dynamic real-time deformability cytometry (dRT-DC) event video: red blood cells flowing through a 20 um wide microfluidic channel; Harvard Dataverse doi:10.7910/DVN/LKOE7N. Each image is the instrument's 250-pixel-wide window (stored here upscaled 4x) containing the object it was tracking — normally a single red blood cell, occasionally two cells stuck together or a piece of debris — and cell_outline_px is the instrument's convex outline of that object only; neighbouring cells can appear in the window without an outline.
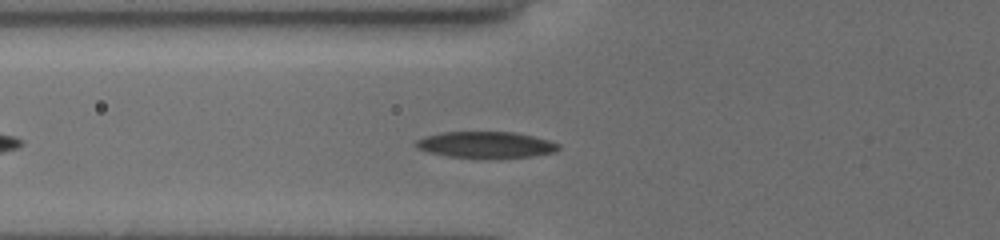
{"species": "common noctule bat (a hibernating species)", "species_latin": "Nyctalus noctula", "temperature_condition": "cold", "stored_images_in_passage": 41, "camera_frame_rate_fps": 3000, "um_per_image_px": 0.085, "animal": {"sex": "female", "body_mass_g": 19.5, "forearm_length_mm": 54.1}, "frame": {"image": 1, "passage_image": 8, "time_ms": 2.333, "image_size_px": [1000, 240], "cell_outline_px": [[560, 148], [556, 152], [532, 156], [448, 156], [428, 152], [416, 148], [416, 140], [424, 136], [440, 132], [516, 132], [548, 140], [560, 144]], "centroid_in_image_um": [41.29, 12.27], "position_along_channel_um": 84.5, "area_um2": 21.27}}
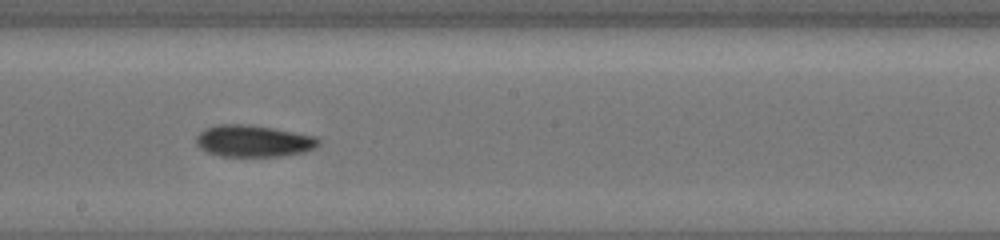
{"frame": {"image": 2, "passage_image": 19, "time_ms": 6.0, "image_size_px": [1000, 240], "cell_outline_px": [[320, 144], [316, 148], [304, 152], [284, 156], [220, 156], [208, 152], [200, 148], [196, 144], [196, 136], [204, 128], [216, 124], [248, 124], [272, 128], [316, 136], [320, 140]], "centroid_in_image_um": [21.55, 11.98], "position_along_channel_um": 226.7, "area_um2": 22.83}}
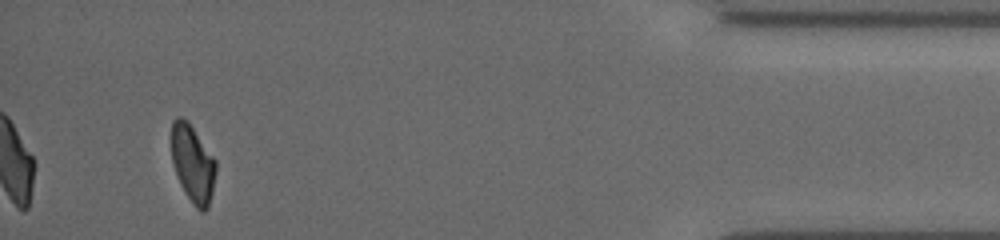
{"frame": {"image": 3, "passage_image": 38, "time_ms": 12.333, "image_size_px": [1000, 240], "cell_outline_px": [[216, 172], [212, 192], [208, 208], [204, 212], [200, 212], [192, 204], [184, 192], [180, 184], [172, 164], [172, 120], [176, 116], [180, 116], [188, 120], [216, 160]], "centroid_in_image_um": [16.38, 13.91], "position_along_channel_um": 418.8, "area_um2": 20.29}, "authors_computed_cell_mechanics": {"area_um2": 21.4438, "velocity_mm_per_s": 3.8716, "shape_relaxation_time_tau1_ms": 2.8932, "shape_relaxation_time_tau2_ms": 6.0138, "deformation_change_tau1": 0.1336, "deformation_change_tau2": 0.1017}}